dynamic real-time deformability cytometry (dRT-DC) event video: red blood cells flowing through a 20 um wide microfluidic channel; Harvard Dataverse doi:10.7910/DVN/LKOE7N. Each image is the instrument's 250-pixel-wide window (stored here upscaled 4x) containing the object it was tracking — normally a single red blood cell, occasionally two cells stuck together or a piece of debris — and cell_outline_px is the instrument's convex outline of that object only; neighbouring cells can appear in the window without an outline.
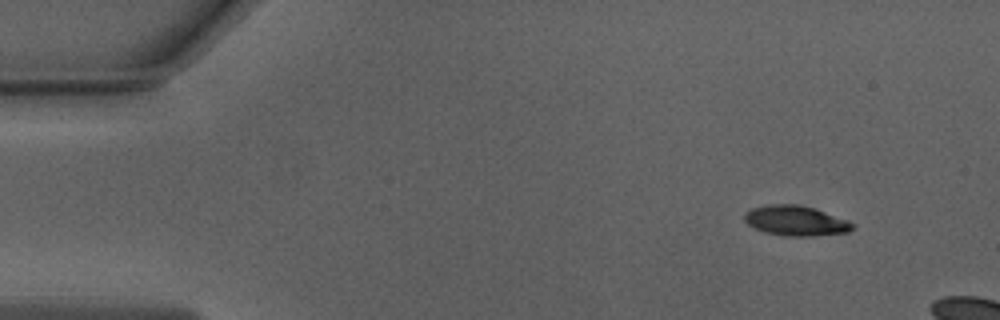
{"species": "Egyptian fruit bat (a non-hibernating species)", "species_latin": "Rousettus aegyptiacus", "temperature_condition": "warm", "stored_images_in_passage": 12, "camera_frame_rate_fps": 3000, "um_per_image_px": 0.085, "animal": {"sex": "male"}, "frame": {"image": 1, "passage_image": 1, "time_ms": 0.0, "image_size_px": [1000, 320], "cell_outline_px": [[856, 228], [848, 232], [816, 236], [784, 236], [764, 232], [748, 224], [744, 220], [744, 212], [752, 208], [772, 204], [796, 204], [816, 208], [848, 220], [856, 224]], "centroid_in_image_um": [67.68, 18.76], "position_along_channel_um": 17.3, "area_um2": 19.19}}